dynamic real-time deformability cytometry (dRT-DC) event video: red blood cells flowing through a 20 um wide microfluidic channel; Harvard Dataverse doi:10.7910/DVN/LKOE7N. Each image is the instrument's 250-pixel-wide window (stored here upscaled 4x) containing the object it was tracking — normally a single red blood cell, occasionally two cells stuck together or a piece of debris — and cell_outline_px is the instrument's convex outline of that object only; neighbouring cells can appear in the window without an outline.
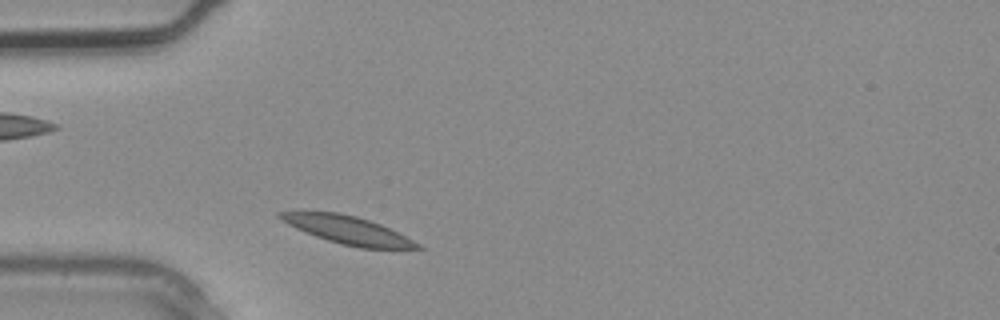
{"species": "common noctule bat (a hibernating species)", "species_latin": "Nyctalus noctula", "temperature_condition": "warm", "stored_images_in_passage": 2, "camera_frame_rate_fps": 3000, "um_per_image_px": 0.085, "animal": {"sex": "male", "body_mass_g": 20.4}, "frame": {"image": 1, "passage_image": 2, "time_ms": 0.333, "image_size_px": [1000, 320], "cell_outline_px": [[424, 248], [360, 248], [328, 240], [316, 236], [296, 228], [280, 220], [276, 216], [276, 212], [340, 212], [356, 216], [380, 224], [420, 244]], "centroid_in_image_um": [29.51, 19.54], "position_along_channel_um": 55.5, "area_um2": 21.79}}